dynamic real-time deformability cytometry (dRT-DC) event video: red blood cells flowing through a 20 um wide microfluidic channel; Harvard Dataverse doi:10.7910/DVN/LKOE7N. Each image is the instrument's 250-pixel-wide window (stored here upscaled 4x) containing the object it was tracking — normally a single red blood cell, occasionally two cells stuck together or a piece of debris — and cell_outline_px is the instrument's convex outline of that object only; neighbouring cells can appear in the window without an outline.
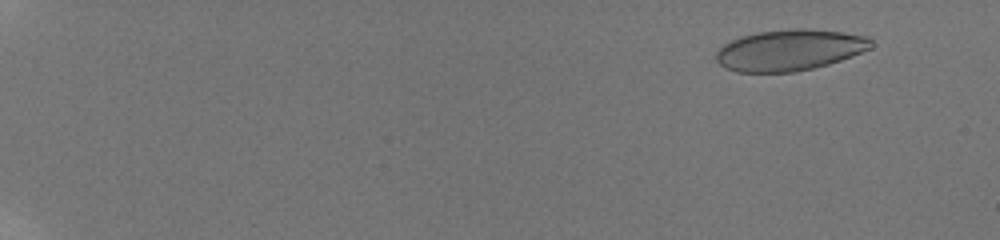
{"species": "human", "species_latin": "Homo sapiens", "temperature_condition": "room temperature", "stored_images_in_passage": 24, "camera_frame_rate_fps": 3000, "um_per_image_px": 0.085, "donor": {"sex": "male"}, "frame": {"image": 1, "passage_image": 5, "time_ms": 1.667, "image_size_px": [1000, 240], "cell_outline_px": [[872, 48], [852, 56], [828, 64], [812, 68], [792, 72], [736, 72], [724, 68], [716, 60], [716, 52], [724, 44], [740, 36], [756, 32], [788, 28], [808, 28], [840, 32], [868, 36], [872, 40]], "centroid_in_image_um": [67.11, 4.24], "position_along_channel_um": 17.9, "area_um2": 37.34}}
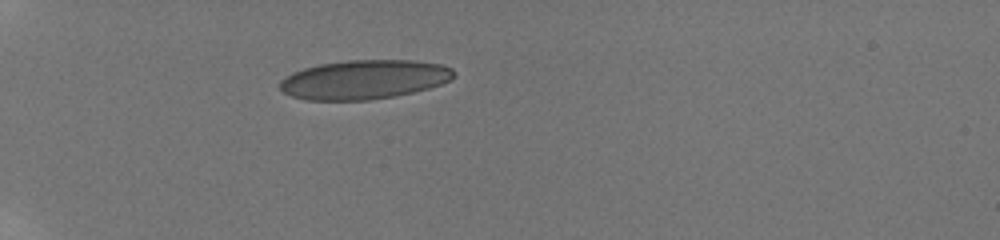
{"frame": {"image": 2, "passage_image": 18, "time_ms": 6.667, "image_size_px": [1000, 240], "cell_outline_px": [[456, 76], [452, 80], [428, 88], [412, 92], [392, 96], [368, 100], [304, 100], [292, 96], [284, 92], [280, 88], [280, 80], [284, 76], [292, 72], [304, 68], [320, 64], [348, 60], [412, 60], [440, 64], [452, 68]], "centroid_in_image_um": [30.94, 6.76], "position_along_channel_um": 54.1, "area_um2": 39.71}}
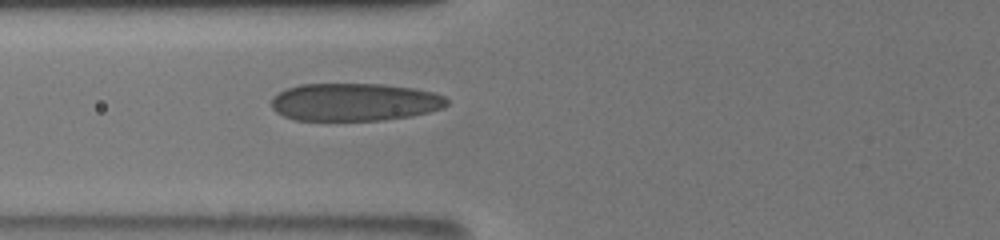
{"frame": {"image": 3, "passage_image": 24, "time_ms": 8.667, "image_size_px": [1000, 240], "cell_outline_px": [[448, 104], [440, 108], [428, 112], [412, 116], [384, 120], [296, 120], [284, 116], [276, 112], [272, 108], [272, 96], [288, 88], [300, 84], [384, 84], [416, 88], [436, 92], [444, 96], [448, 100]], "centroid_in_image_um": [30.16, 8.67], "position_along_channel_um": 95.6, "area_um2": 38.78}}